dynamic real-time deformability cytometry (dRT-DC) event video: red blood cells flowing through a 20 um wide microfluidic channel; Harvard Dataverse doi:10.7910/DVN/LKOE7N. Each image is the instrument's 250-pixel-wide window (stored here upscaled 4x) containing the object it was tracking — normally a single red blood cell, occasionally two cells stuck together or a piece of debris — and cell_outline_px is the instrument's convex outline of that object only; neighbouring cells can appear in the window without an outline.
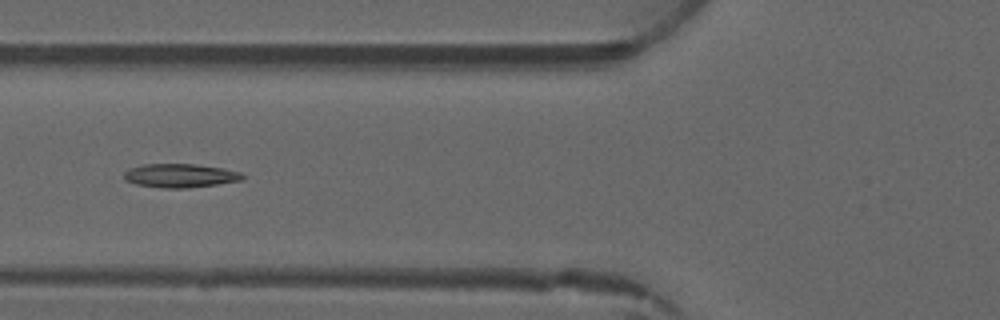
{"species": "common noctule bat (a hibernating species)", "species_latin": "Nyctalus noctula", "temperature_condition": "warm", "stored_images_in_passage": 5, "camera_frame_rate_fps": 3000, "um_per_image_px": 0.085, "animal": {"sex": "male", "forearm_length_mm": 52.5}, "frame": {"image": 1, "passage_image": 5, "time_ms": 5.667, "image_size_px": [1000, 320], "cell_outline_px": [[244, 180], [188, 188], [164, 188], [136, 184], [124, 180], [124, 172], [128, 168], [144, 164], [196, 164], [224, 168], [240, 172], [244, 176]], "centroid_in_image_um": [15.31, 14.92], "position_along_channel_um": 110.5, "area_um2": 16.47}}